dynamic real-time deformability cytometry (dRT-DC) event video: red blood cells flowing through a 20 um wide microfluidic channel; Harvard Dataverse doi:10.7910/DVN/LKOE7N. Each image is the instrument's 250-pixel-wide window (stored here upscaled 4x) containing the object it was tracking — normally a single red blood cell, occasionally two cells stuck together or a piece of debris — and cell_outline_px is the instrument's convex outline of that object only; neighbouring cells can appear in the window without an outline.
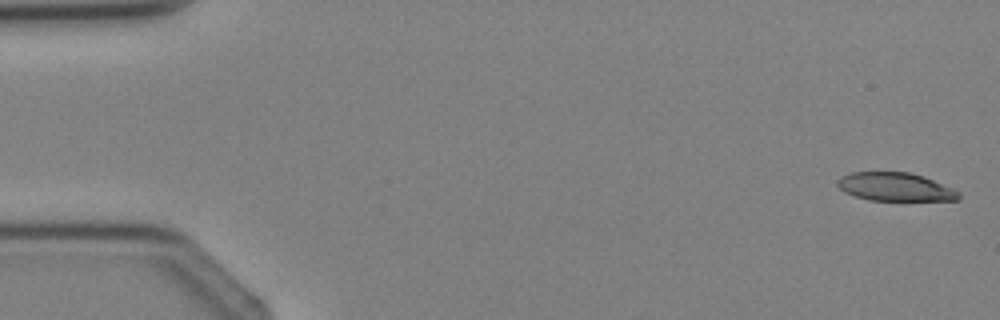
{"species": "Egyptian fruit bat (a non-hibernating species)", "species_latin": "Rousettus aegyptiacus", "temperature_condition": "cold", "stored_images_in_passage": 4, "camera_frame_rate_fps": 3000, "um_per_image_px": 0.085, "animal": {"sex": "female"}, "frame": {"image": 1, "passage_image": 1, "time_ms": 0.0, "image_size_px": [1000, 320], "cell_outline_px": [[960, 200], [868, 200], [844, 192], [836, 184], [836, 180], [852, 172], [908, 172], [924, 176], [952, 188], [960, 192]], "centroid_in_image_um": [76.1, 15.88], "position_along_channel_um": 8.9, "area_um2": 19.94}}
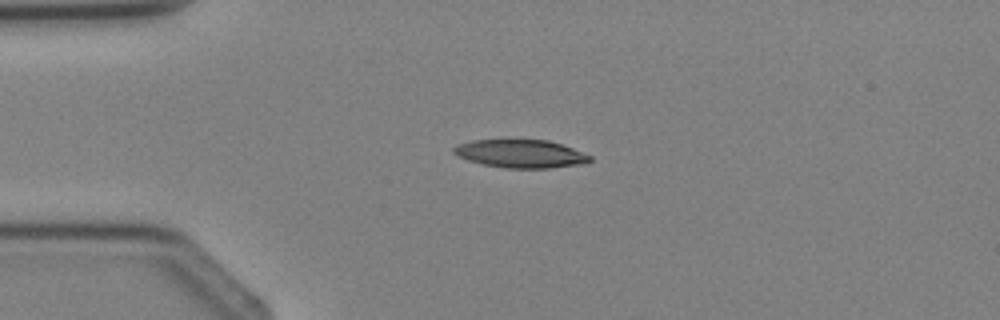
{"frame": {"image": 2, "passage_image": 3, "time_ms": 2.667, "image_size_px": [1000, 320], "cell_outline_px": [[592, 160], [584, 164], [548, 168], [504, 168], [484, 164], [468, 160], [452, 152], [452, 148], [456, 144], [472, 140], [508, 136], [548, 140], [572, 148], [592, 156]], "centroid_in_image_um": [44.21, 13.01], "position_along_channel_um": 40.8, "area_um2": 23.35}}